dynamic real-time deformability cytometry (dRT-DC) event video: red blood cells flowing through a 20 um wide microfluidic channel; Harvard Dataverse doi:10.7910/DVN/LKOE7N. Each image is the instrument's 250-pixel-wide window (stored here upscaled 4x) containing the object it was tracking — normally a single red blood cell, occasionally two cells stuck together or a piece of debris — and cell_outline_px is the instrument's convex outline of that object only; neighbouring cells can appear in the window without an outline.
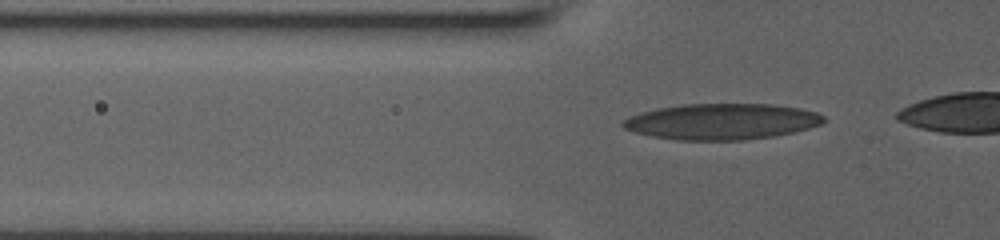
{"species": "human", "species_latin": "Homo sapiens", "temperature_condition": "room temperature", "stored_images_in_passage": 5, "camera_frame_rate_fps": 3000, "um_per_image_px": 0.085, "donor": {"sex": "male"}, "frame": {"image": 1, "passage_image": 2, "time_ms": 0.333, "image_size_px": [1000, 240], "cell_outline_px": [[824, 120], [820, 124], [808, 128], [776, 136], [744, 140], [676, 140], [652, 136], [636, 132], [624, 128], [620, 124], [624, 120], [640, 112], [656, 108], [684, 104], [772, 104], [800, 108], [816, 112], [824, 116]], "centroid_in_image_um": [61.34, 10.33], "position_along_channel_um": 64.5, "area_um2": 42.02}}